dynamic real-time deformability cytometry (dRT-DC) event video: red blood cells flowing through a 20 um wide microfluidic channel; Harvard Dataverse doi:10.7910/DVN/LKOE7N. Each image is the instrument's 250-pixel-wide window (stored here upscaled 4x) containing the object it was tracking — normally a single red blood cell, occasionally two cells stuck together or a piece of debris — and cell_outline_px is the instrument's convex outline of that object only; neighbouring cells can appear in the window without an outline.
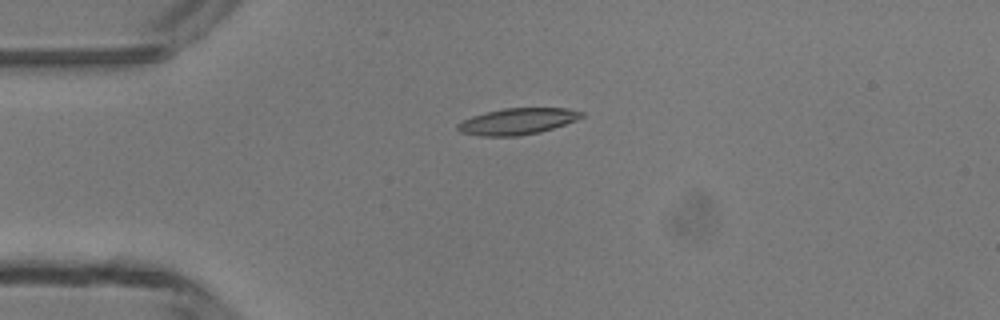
{"species": "common noctule bat (a hibernating species)", "species_latin": "Nyctalus noctula", "temperature_condition": "room temperature", "stored_images_in_passage": 6, "camera_frame_rate_fps": 3000, "um_per_image_px": 0.085, "animal": {"sex": "male", "body_mass_g": 13.3}, "frame": {"image": 1, "passage_image": 4, "time_ms": 3.667, "image_size_px": [1000, 320], "cell_outline_px": [[584, 116], [576, 120], [540, 132], [516, 136], [480, 136], [460, 132], [456, 128], [456, 124], [472, 116], [504, 108], [568, 108], [584, 112]], "centroid_in_image_um": [43.98, 10.31], "position_along_channel_um": 41.0, "area_um2": 18.9}}
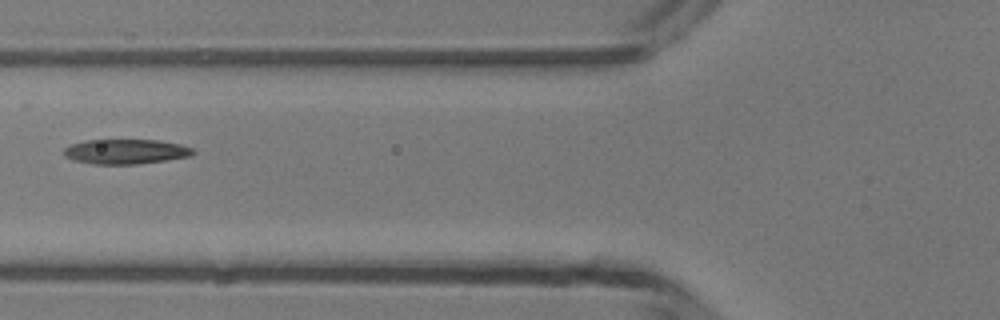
{"frame": {"image": 2, "passage_image": 6, "time_ms": 6.0, "image_size_px": [1000, 320], "cell_outline_px": [[196, 152], [192, 156], [168, 160], [140, 164], [92, 164], [76, 160], [64, 156], [64, 148], [72, 144], [88, 140], [160, 140], [180, 144], [192, 148]], "centroid_in_image_um": [10.74, 12.89], "position_along_channel_um": 115.1, "area_um2": 18.73}}